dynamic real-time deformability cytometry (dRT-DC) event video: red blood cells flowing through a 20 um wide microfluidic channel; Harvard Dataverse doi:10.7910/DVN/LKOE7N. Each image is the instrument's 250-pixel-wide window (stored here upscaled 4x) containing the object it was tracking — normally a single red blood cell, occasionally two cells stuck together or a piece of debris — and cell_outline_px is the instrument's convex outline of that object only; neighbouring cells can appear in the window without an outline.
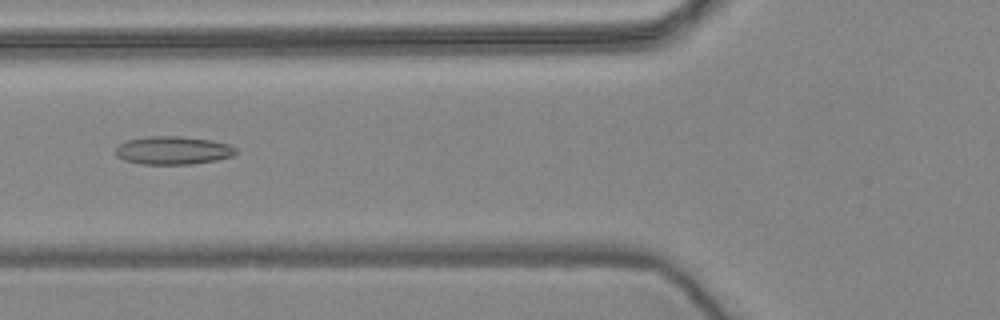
{"species": "common noctule bat (a hibernating species)", "species_latin": "Nyctalus noctula", "temperature_condition": "warm", "stored_images_in_passage": 57, "camera_frame_rate_fps": 3000, "um_per_image_px": 0.085, "animal": {"sex": "female", "body_mass_g": 24.6, "forearm_length_mm": 56.2}, "frame": {"image": 1, "passage_image": 22, "time_ms": 7.0, "image_size_px": [1000, 320], "cell_outline_px": [[240, 152], [232, 156], [216, 160], [192, 164], [144, 164], [124, 160], [116, 156], [116, 148], [120, 144], [128, 140], [148, 136], [180, 136], [212, 140], [228, 144], [236, 148]], "centroid_in_image_um": [14.74, 12.78], "position_along_channel_um": 111.1, "area_um2": 19.77}}
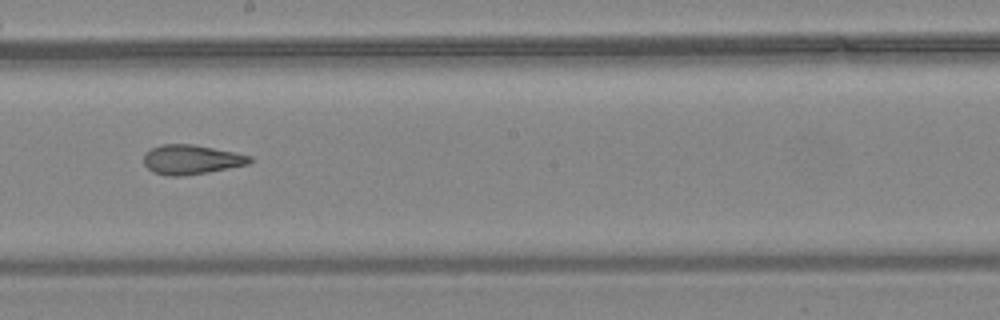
{"frame": {"image": 2, "passage_image": 32, "time_ms": 10.333, "image_size_px": [1000, 320], "cell_outline_px": [[252, 160], [248, 164], [208, 172], [184, 176], [168, 176], [152, 172], [144, 164], [144, 152], [160, 144], [192, 144], [252, 156]], "centroid_in_image_um": [16.21, 13.57], "position_along_channel_um": 232.0, "area_um2": 18.15}}
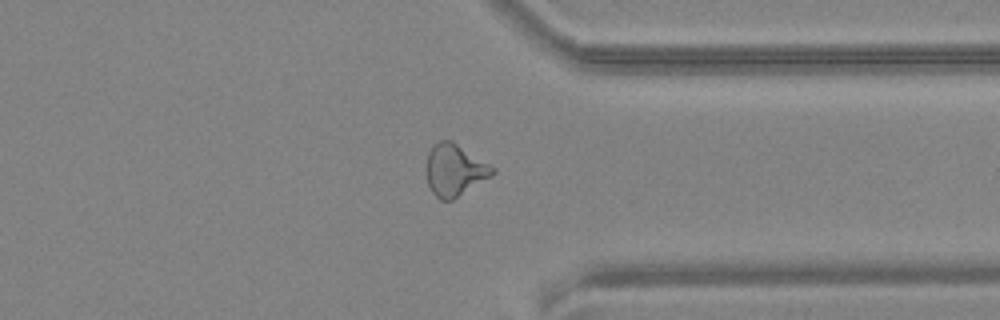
{"frame": {"image": 3, "passage_image": 44, "time_ms": 14.333, "image_size_px": [1000, 320], "cell_outline_px": [[496, 172], [492, 176], [452, 200], [440, 200], [432, 192], [428, 184], [428, 152], [432, 144], [440, 140], [452, 140], [496, 168]], "centroid_in_image_um": [38.67, 14.44], "position_along_channel_um": 372.7, "area_um2": 19.88}, "authors_computed_cell_mechanics": {"area_um2": 19.8832, "velocity_mm_per_s": 3.6219, "shape_relaxation_time_tau1_ms": null, "shape_relaxation_time_tau2_ms": 3.0823, "deformation_change_tau1": null, "deformation_change_tau2": 0.1258}}